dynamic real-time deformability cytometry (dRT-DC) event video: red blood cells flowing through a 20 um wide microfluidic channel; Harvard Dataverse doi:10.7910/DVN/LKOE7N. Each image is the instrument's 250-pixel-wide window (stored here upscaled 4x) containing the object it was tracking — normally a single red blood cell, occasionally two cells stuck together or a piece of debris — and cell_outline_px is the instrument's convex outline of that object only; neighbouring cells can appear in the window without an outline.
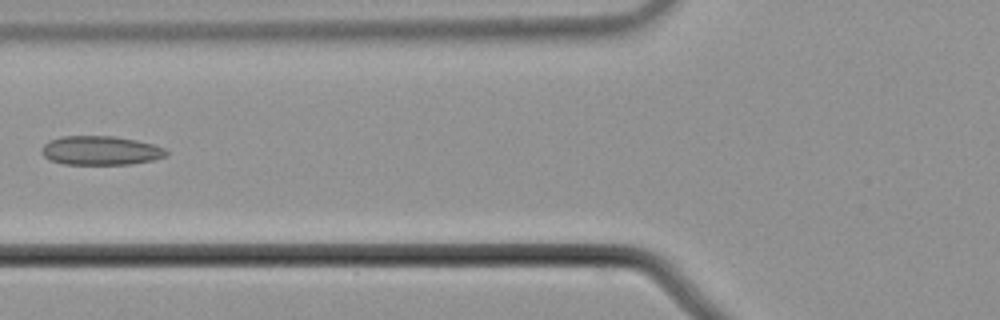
{"species": "common noctule bat (a hibernating species)", "species_latin": "Nyctalus noctula", "temperature_condition": "cold", "stored_images_in_passage": 5, "camera_frame_rate_fps": 3000, "um_per_image_px": 0.085, "animal": {"sex": "male", "body_mass_g": 21.5, "forearm_length_mm": 52.0}, "frame": {"image": 1, "passage_image": 4, "time_ms": 1.0, "image_size_px": [1000, 320], "cell_outline_px": [[168, 156], [152, 160], [132, 164], [64, 164], [48, 160], [40, 152], [40, 148], [48, 140], [60, 136], [112, 136], [136, 140], [152, 144], [164, 148], [168, 152]], "centroid_in_image_um": [8.51, 12.79], "position_along_channel_um": 117.3, "area_um2": 21.27}}
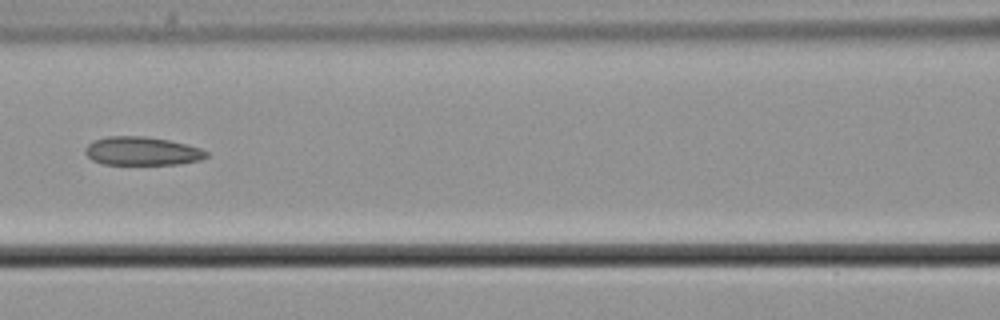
{"frame": {"image": 2, "passage_image": 5, "time_ms": 1.333, "image_size_px": [1000, 320], "cell_outline_px": [[208, 156], [200, 160], [180, 164], [104, 164], [92, 160], [84, 152], [84, 148], [92, 140], [108, 136], [144, 136], [168, 140], [188, 144], [200, 148], [208, 152]], "centroid_in_image_um": [12.06, 12.84], "position_along_channel_um": 154.5, "area_um2": 20.23}}